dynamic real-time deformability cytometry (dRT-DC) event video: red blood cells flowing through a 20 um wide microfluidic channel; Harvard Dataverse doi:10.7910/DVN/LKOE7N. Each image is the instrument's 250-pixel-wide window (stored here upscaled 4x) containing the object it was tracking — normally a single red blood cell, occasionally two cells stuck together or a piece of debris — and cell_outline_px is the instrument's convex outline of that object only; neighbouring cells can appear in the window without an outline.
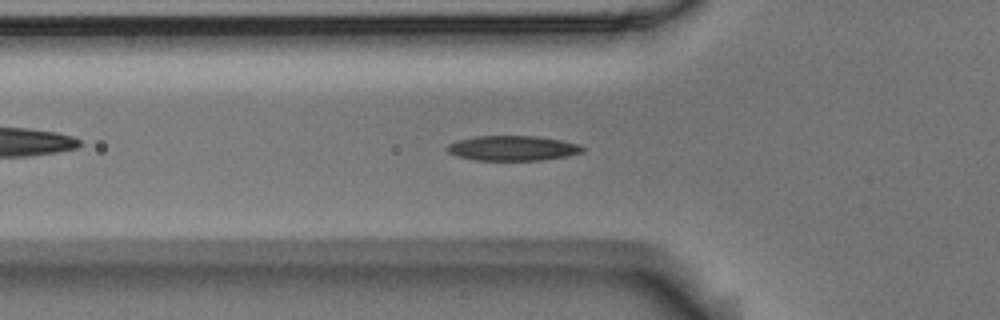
{"species": "Egyptian fruit bat (a non-hibernating species)", "species_latin": "Rousettus aegyptiacus", "temperature_condition": "room temperature", "stored_images_in_passage": 48, "camera_frame_rate_fps": 3000, "um_per_image_px": 0.085, "animal": {"sex": "male"}, "frame": {"image": 1, "passage_image": 11, "time_ms": 3.333, "image_size_px": [1000, 320], "cell_outline_px": [[584, 152], [568, 156], [544, 160], [476, 160], [456, 156], [448, 152], [448, 144], [460, 140], [476, 136], [536, 136], [560, 140], [580, 144], [584, 148]], "centroid_in_image_um": [43.62, 12.6], "position_along_channel_um": 82.2, "area_um2": 19.65}}
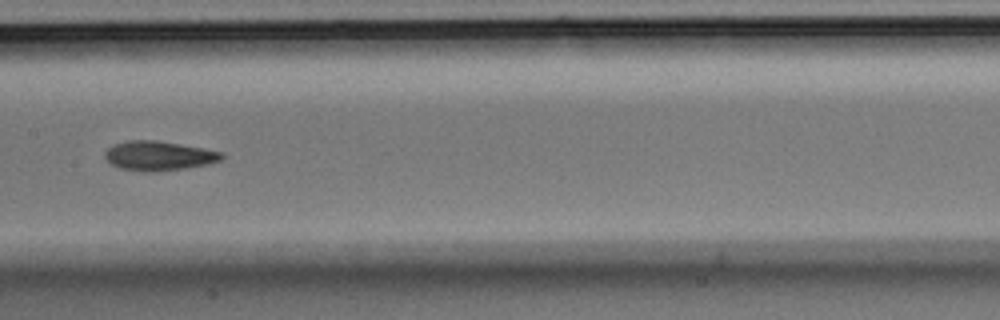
{"frame": {"image": 2, "passage_image": 20, "time_ms": 6.333, "image_size_px": [1000, 320], "cell_outline_px": [[224, 156], [220, 160], [208, 164], [184, 168], [156, 172], [144, 172], [120, 168], [112, 164], [104, 156], [104, 152], [112, 144], [128, 140], [156, 140], [180, 144], [224, 152]], "centroid_in_image_um": [13.48, 13.24], "position_along_channel_um": 193.9, "area_um2": 20.06}}
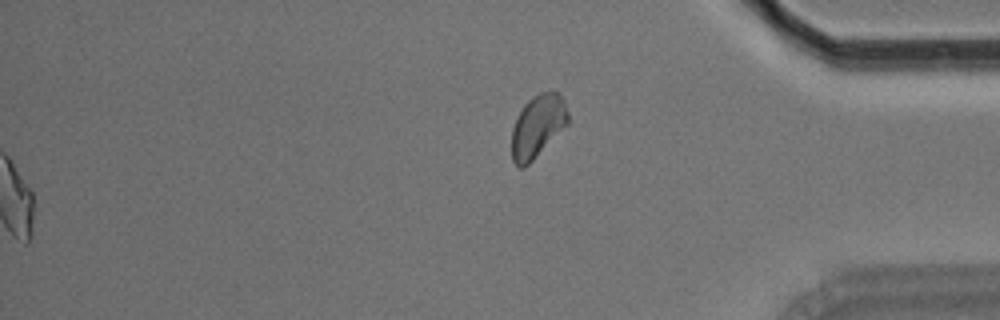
{"frame": {"image": 3, "passage_image": 48, "time_ms": 15.667, "image_size_px": [1000, 320], "cell_outline_px": [[568, 124], [524, 168], [520, 168], [512, 160], [512, 128], [524, 104], [532, 96], [540, 92], [556, 92], [564, 100], [568, 112]], "centroid_in_image_um": [45.7, 10.72], "position_along_channel_um": 389.5, "area_um2": 20.23}, "authors_computed_cell_mechanics": {"area_um2": 19.1896, "velocity_mm_per_s": 3.6854, "shape_relaxation_time_tau1_ms": 3.5273, "shape_relaxation_time_tau2_ms": 3.4743, "deformation_change_tau1": 0.1304, "deformation_change_tau2": 0.1033}}